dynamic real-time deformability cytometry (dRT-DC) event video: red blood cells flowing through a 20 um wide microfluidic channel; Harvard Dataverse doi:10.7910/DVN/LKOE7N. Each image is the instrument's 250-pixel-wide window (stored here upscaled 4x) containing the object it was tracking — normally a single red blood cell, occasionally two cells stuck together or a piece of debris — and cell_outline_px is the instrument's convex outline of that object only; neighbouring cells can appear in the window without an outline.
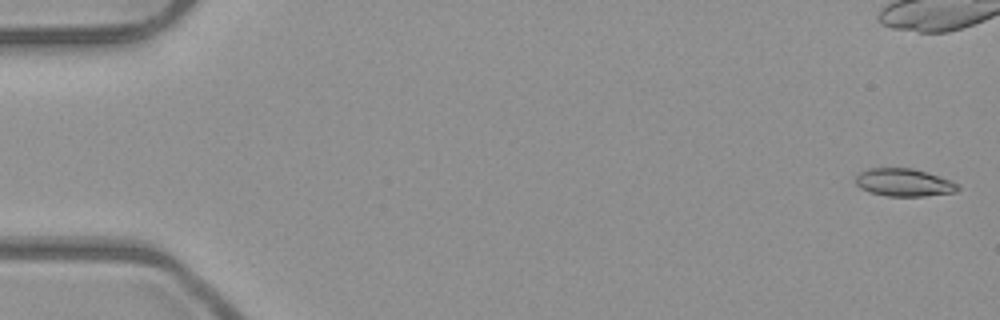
{"species": "common noctule bat (a hibernating species)", "species_latin": "Nyctalus noctula", "temperature_condition": "room temperature", "stored_images_in_passage": 5, "camera_frame_rate_fps": 3000, "um_per_image_px": 0.085, "animal": {"sex": "male", "body_mass_g": 23.1, "forearm_length_mm": 52.7}, "frame": {"image": 1, "passage_image": 1, "time_ms": 0.0, "image_size_px": [1000, 320], "cell_outline_px": [[960, 188], [956, 192], [924, 196], [888, 196], [868, 192], [860, 188], [856, 184], [856, 176], [860, 172], [868, 168], [912, 168], [952, 180], [960, 184]], "centroid_in_image_um": [76.85, 15.51], "position_along_channel_um": 8.2, "area_um2": 16.65}}